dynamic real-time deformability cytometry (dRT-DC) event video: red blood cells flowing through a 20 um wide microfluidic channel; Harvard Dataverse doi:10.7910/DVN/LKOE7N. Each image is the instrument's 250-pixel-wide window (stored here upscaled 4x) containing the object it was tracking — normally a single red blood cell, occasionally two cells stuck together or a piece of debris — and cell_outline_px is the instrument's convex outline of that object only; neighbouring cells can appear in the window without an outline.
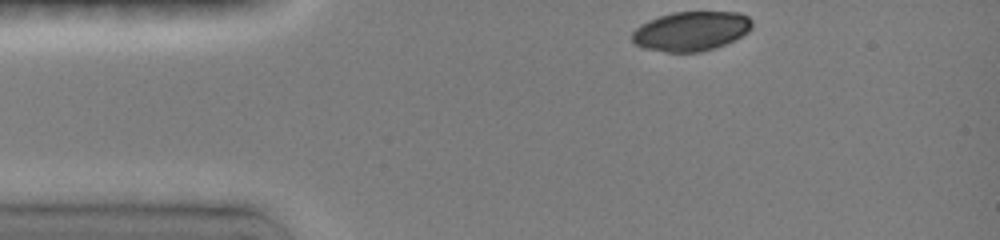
{"species": "common noctule bat (a hibernating species)", "species_latin": "Nyctalus noctula", "temperature_condition": "room temperature", "stored_images_in_passage": 10, "camera_frame_rate_fps": 3000, "um_per_image_px": 0.085, "animal": {"sex": "female", "body_mass_g": 19.0, "forearm_length_mm": 51.5}, "frame": {"image": 1, "passage_image": 1, "time_ms": 0.0, "image_size_px": [1000, 240], "cell_outline_px": [[752, 28], [748, 32], [724, 44], [700, 52], [668, 52], [648, 48], [636, 44], [632, 40], [632, 32], [640, 24], [648, 20], [672, 12], [740, 12], [748, 16], [752, 20]], "centroid_in_image_um": [58.75, 2.63], "position_along_channel_um": 26.2, "area_um2": 27.34}}
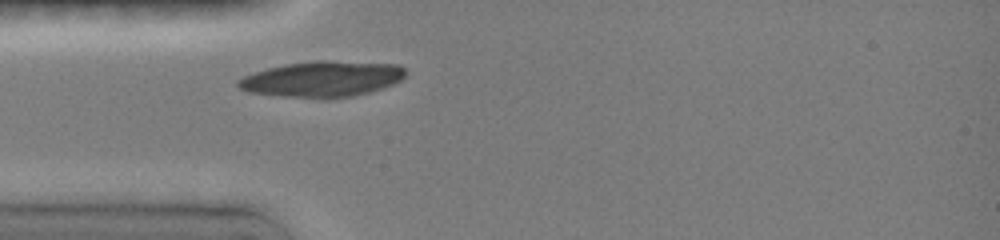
{"frame": {"image": 2, "passage_image": 10, "time_ms": 2.0, "image_size_px": [1000, 240], "cell_outline_px": [[404, 76], [400, 80], [392, 84], [368, 92], [352, 96], [288, 96], [248, 92], [240, 88], [236, 84], [236, 80], [244, 76], [268, 68], [284, 64], [320, 60], [324, 60], [400, 64], [404, 68]], "centroid_in_image_um": [27.38, 6.68], "position_along_channel_um": 57.6, "area_um2": 33.93}}